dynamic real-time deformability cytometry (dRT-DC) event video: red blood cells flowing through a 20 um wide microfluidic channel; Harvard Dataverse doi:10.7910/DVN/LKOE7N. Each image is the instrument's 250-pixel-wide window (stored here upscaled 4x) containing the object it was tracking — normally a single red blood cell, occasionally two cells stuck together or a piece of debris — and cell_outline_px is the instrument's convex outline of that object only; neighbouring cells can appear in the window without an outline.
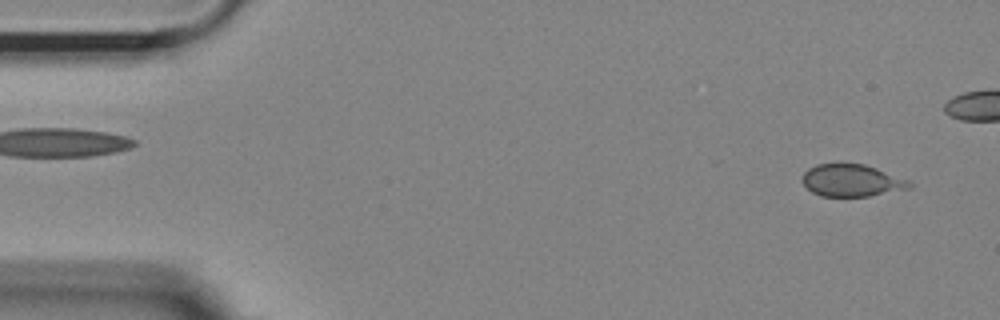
{"species": "Egyptian fruit bat (a non-hibernating species)", "species_latin": "Rousettus aegyptiacus", "temperature_condition": "room temperature", "stored_images_in_passage": 44, "camera_frame_rate_fps": 3000, "um_per_image_px": 0.085, "animal": {"sex": "female"}, "frame": {"image": 1, "passage_image": 3, "time_ms": 0.667, "image_size_px": [1000, 320], "cell_outline_px": [[912, 188], [868, 196], [820, 196], [812, 192], [800, 180], [800, 176], [808, 168], [816, 164], [840, 160], [864, 164], [912, 180]], "centroid_in_image_um": [72.37, 15.29], "position_along_channel_um": 12.6, "area_um2": 20.98}}
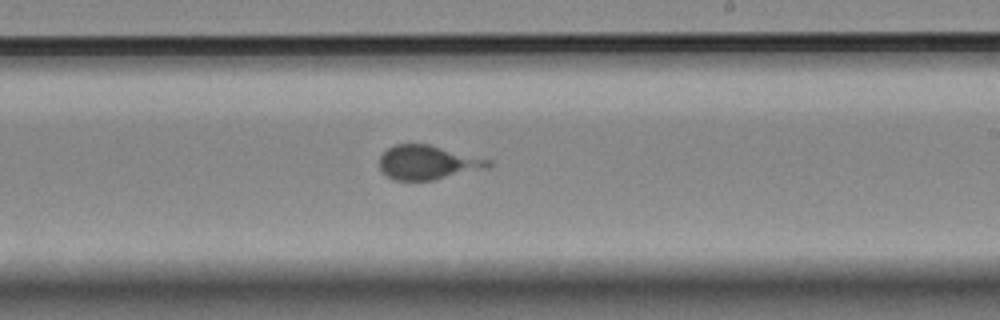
{"frame": {"image": 2, "passage_image": 31, "time_ms": 10.0, "image_size_px": [1000, 320], "cell_outline_px": [[496, 164], [488, 168], [432, 180], [396, 180], [388, 176], [380, 168], [380, 156], [388, 148], [396, 144], [428, 144], [492, 160]], "centroid_in_image_um": [36.41, 13.8], "position_along_channel_um": 252.6, "area_um2": 21.56}}
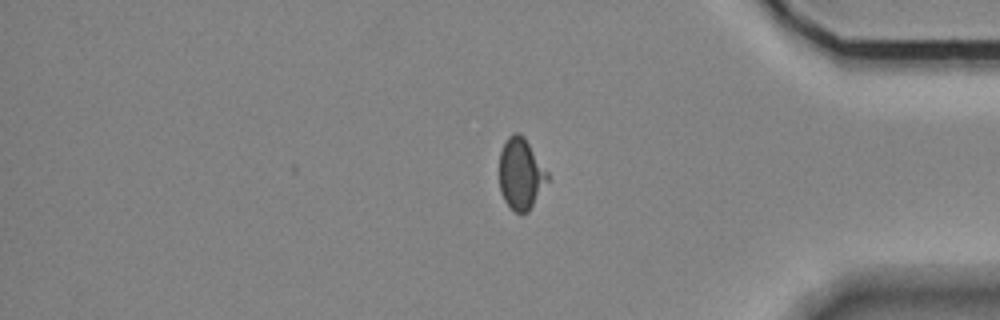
{"frame": {"image": 3, "passage_image": 44, "time_ms": 14.333, "image_size_px": [1000, 320], "cell_outline_px": [[548, 180], [528, 212], [516, 212], [504, 200], [500, 192], [500, 152], [508, 136], [512, 132], [520, 132], [524, 136], [548, 172]], "centroid_in_image_um": [44.26, 14.74], "position_along_channel_um": 390.9, "area_um2": 19.83}}